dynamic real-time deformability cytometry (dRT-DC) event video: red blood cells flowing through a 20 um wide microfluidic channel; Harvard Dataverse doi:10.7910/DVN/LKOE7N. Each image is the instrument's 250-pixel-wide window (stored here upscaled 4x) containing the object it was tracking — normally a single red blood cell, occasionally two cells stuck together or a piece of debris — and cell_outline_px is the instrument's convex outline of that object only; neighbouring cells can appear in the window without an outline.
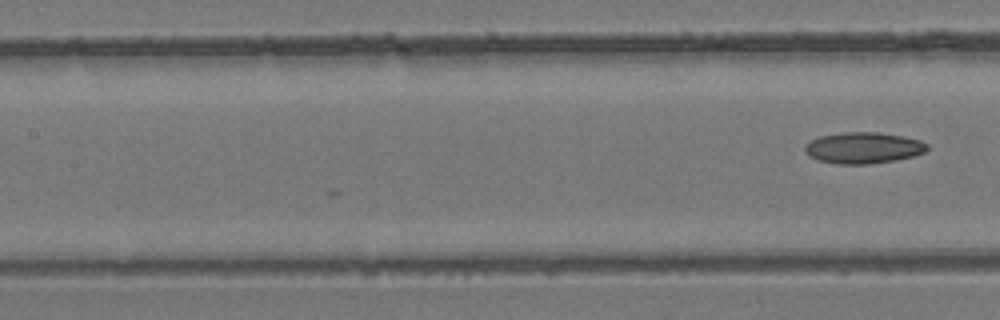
{"species": "common noctule bat (a hibernating species)", "species_latin": "Nyctalus noctula", "temperature_condition": "room temperature", "stored_images_in_passage": 18, "camera_frame_rate_fps": 3000, "um_per_image_px": 0.085, "animal": {"sex": "female", "body_mass_g": 24.6, "forearm_length_mm": 56.2}, "frame": {"image": 1, "passage_image": 18, "time_ms": 5.667, "image_size_px": [1000, 320], "cell_outline_px": [[928, 148], [924, 152], [912, 156], [896, 160], [868, 164], [840, 164], [816, 160], [808, 156], [804, 148], [812, 140], [820, 136], [844, 132], [876, 132], [904, 136], [920, 140], [928, 144]], "centroid_in_image_um": [73.39, 12.57], "position_along_channel_um": 134.0, "area_um2": 22.2}}